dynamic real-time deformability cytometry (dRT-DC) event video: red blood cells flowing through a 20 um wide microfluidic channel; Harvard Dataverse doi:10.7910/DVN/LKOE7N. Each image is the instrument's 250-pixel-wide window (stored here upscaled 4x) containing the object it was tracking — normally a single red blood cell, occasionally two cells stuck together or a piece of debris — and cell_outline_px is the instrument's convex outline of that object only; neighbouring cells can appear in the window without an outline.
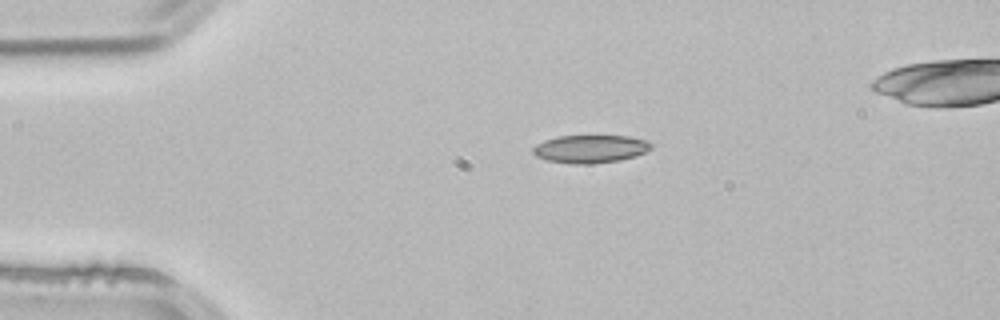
{"species": "common noctule bat (a hibernating species)", "species_latin": "Nyctalus noctula", "temperature_condition": "room temperature", "stored_images_in_passage": 2, "camera_frame_rate_fps": 3000, "um_per_image_px": 0.085, "animal": {"sex": "male", "body_mass_g": 21.5, "forearm_length_mm": 52.0}, "frame": {"image": 1, "passage_image": 1, "time_ms": 0.0, "image_size_px": [1000, 320], "cell_outline_px": [[656, 144], [652, 148], [636, 156], [620, 160], [592, 164], [572, 164], [548, 160], [536, 156], [532, 152], [532, 148], [536, 144], [544, 140], [556, 136], [628, 136], [644, 140]], "centroid_in_image_um": [50.18, 12.66], "position_along_channel_um": 34.8, "area_um2": 19.36}}